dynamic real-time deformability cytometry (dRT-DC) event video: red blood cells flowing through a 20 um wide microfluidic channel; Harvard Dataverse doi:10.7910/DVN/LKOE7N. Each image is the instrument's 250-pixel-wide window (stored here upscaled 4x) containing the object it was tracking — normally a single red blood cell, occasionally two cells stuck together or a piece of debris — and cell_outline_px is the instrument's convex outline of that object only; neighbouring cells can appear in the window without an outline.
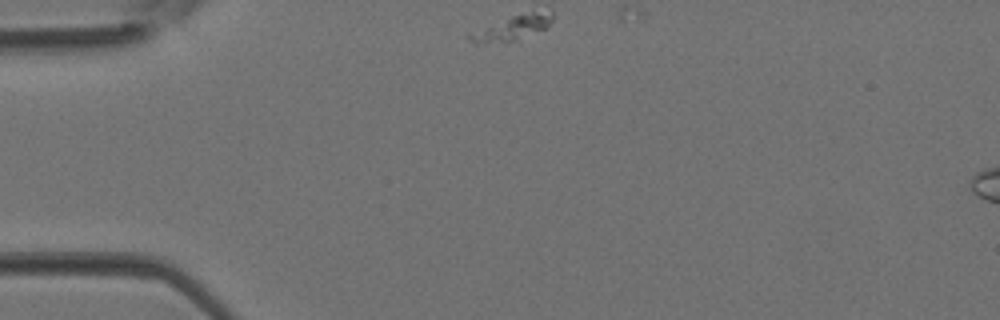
{"species": "Egyptian fruit bat (a non-hibernating species)", "species_latin": "Rousettus aegyptiacus", "temperature_condition": "room temperature", "stored_images_in_passage": 3, "camera_frame_rate_fps": 3000, "um_per_image_px": 0.085, "animal": {"sex": "female"}, "frame": {"image": 1, "passage_image": 1, "time_ms": 0.0, "image_size_px": [1000, 320], "cell_outline_px": [[552, 20], [544, 28], [516, 40], [484, 44], [476, 44], [468, 36], [468, 32], [512, 16], [532, 12], [552, 12]], "centroid_in_image_um": [43.45, 2.39], "position_along_channel_um": 41.6, "area_um2": 11.44}}
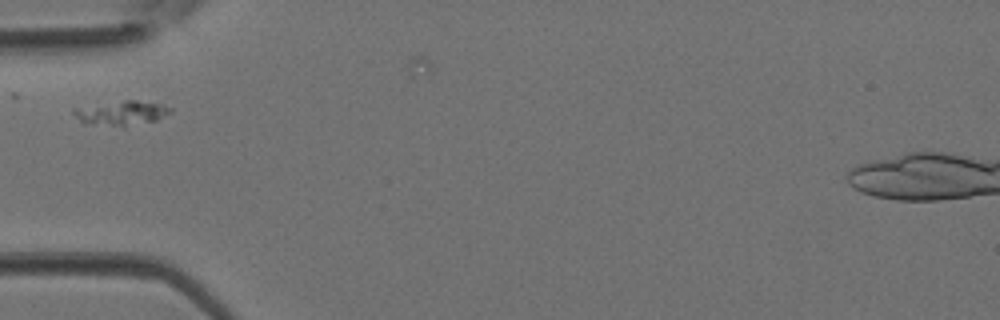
{"frame": {"image": 2, "passage_image": 2, "time_ms": 0.333, "image_size_px": [1000, 320], "cell_outline_px": [[172, 112], [156, 120], [124, 128], [84, 124], [72, 112], [72, 108], [124, 100], [136, 100], [160, 104], [172, 108]], "centroid_in_image_um": [10.3, 9.64], "position_along_channel_um": 74.7, "area_um2": 14.1}}